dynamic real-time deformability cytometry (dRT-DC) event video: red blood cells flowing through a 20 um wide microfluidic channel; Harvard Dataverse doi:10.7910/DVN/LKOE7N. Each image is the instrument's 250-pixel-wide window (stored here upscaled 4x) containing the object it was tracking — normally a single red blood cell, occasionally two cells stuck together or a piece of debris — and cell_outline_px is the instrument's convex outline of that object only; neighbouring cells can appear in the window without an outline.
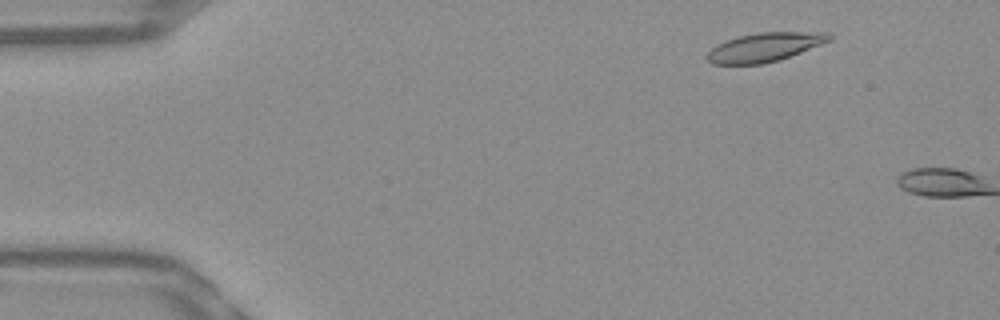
{"species": "Egyptian fruit bat (a non-hibernating species)", "species_latin": "Rousettus aegyptiacus", "temperature_condition": "warm", "stored_images_in_passage": 2, "camera_frame_rate_fps": 3000, "um_per_image_px": 0.085, "frame": {"image": 1, "passage_image": 1, "time_ms": 0.0, "image_size_px": [1000, 320], "cell_outline_px": [[832, 40], [780, 60], [764, 64], [712, 64], [704, 56], [716, 44], [724, 40], [736, 36], [760, 32], [828, 32], [832, 36]], "centroid_in_image_um": [64.97, 4.01], "position_along_channel_um": 20.0, "area_um2": 20.81}}